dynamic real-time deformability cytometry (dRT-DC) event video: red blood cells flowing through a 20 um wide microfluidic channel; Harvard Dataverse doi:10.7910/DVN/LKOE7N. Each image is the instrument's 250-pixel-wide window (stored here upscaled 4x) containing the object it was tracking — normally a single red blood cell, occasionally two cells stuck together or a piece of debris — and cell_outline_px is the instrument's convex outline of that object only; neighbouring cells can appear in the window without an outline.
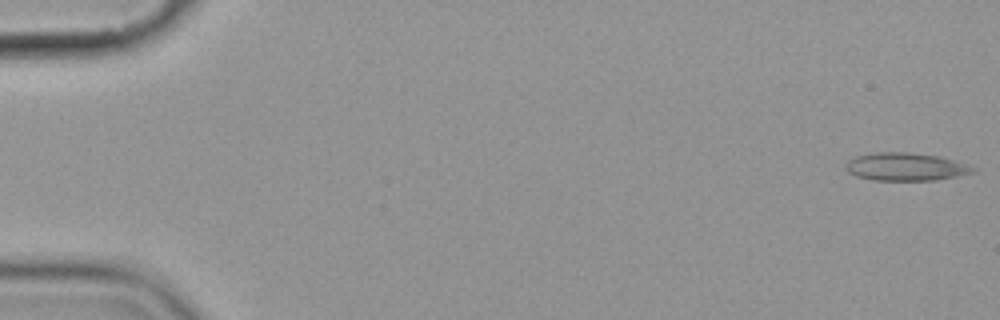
{"species": "common noctule bat (a hibernating species)", "species_latin": "Nyctalus noctula", "temperature_condition": "cold", "stored_images_in_passage": 15, "camera_frame_rate_fps": 3000, "um_per_image_px": 0.085, "animal": {"sex": "female", "body_mass_g": 19.9}, "frame": {"image": 1, "passage_image": 1, "time_ms": 0.0, "image_size_px": [1000, 320], "cell_outline_px": [[976, 168], [972, 172], [956, 176], [936, 180], [872, 180], [856, 176], [848, 172], [848, 160], [856, 156], [876, 152], [908, 152], [940, 156]], "centroid_in_image_um": [76.96, 14.17], "position_along_channel_um": 8.0, "area_um2": 20.35}}
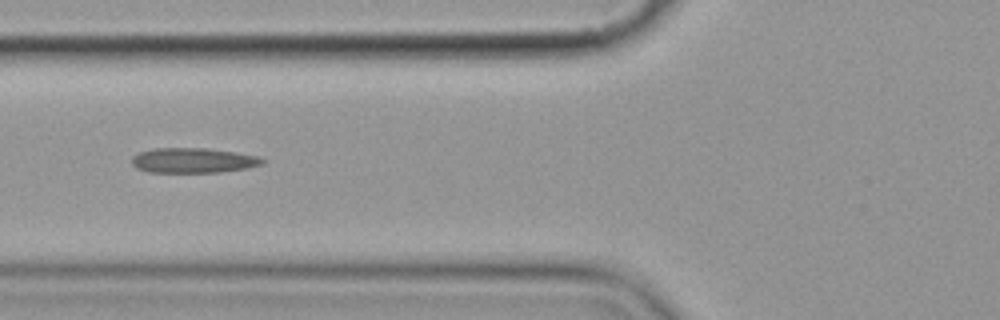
{"frame": {"image": 2, "passage_image": 6, "time_ms": 7.0, "image_size_px": [1000, 320], "cell_outline_px": [[268, 160], [264, 164], [248, 168], [220, 172], [148, 172], [136, 168], [132, 164], [132, 156], [140, 152], [156, 148], [204, 148], [236, 152], [260, 156]], "centroid_in_image_um": [16.48, 13.63], "position_along_channel_um": 109.3, "area_um2": 19.19}}
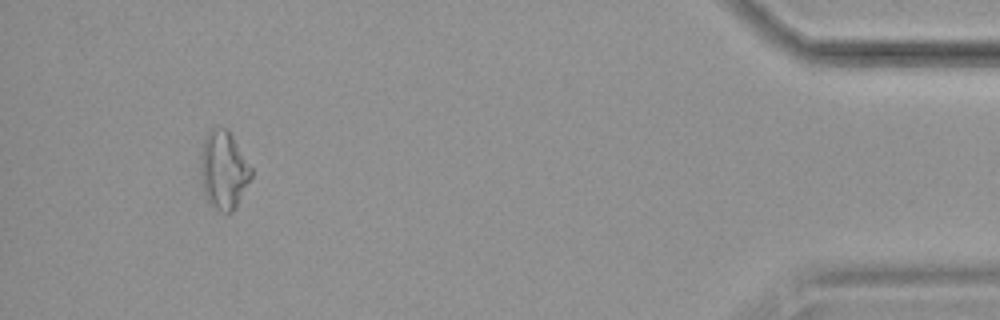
{"frame": {"image": 3, "passage_image": 14, "time_ms": 17.333, "image_size_px": [1000, 320], "cell_outline_px": [[252, 176], [232, 212], [224, 212], [208, 204], [204, 192], [200, 176], [200, 152], [204, 140], [208, 132], [212, 128], [228, 128], [252, 168]], "centroid_in_image_um": [18.99, 14.43], "position_along_channel_um": 416.2, "area_um2": 23.0}, "authors_computed_cell_mechanics": {"area_um2": 19.1896, "velocity_mm_per_s": 3.5792, "shape_relaxation_time_tau1_ms": 6.207, "shape_relaxation_time_tau2_ms": 2.5553, "deformation_change_tau1": 0.1436, "deformation_change_tau2": 0.1067}}